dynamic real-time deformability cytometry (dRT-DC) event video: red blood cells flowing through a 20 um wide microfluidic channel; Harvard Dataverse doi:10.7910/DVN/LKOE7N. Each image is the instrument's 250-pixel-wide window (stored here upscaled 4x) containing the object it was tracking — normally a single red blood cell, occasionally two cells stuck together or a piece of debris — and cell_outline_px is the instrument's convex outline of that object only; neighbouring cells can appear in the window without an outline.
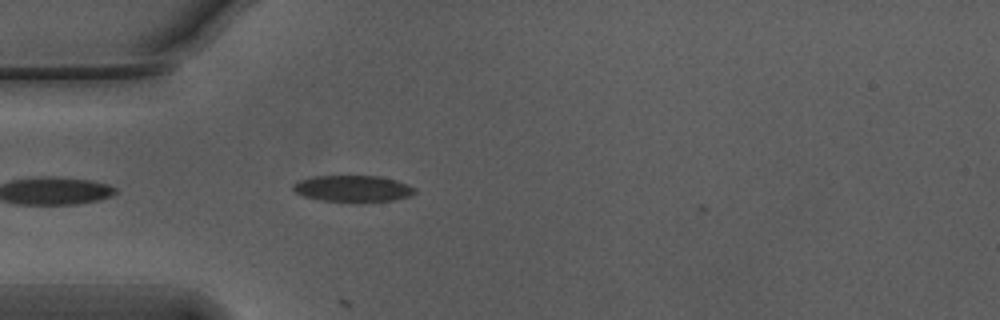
{"species": "Egyptian fruit bat (a non-hibernating species)", "species_latin": "Rousettus aegyptiacus", "temperature_condition": "warm", "stored_images_in_passage": 8, "camera_frame_rate_fps": 3000, "um_per_image_px": 0.085, "animal": {"sex": "male"}, "frame": {"image": 1, "passage_image": 3, "time_ms": 0.667, "image_size_px": [1000, 320], "cell_outline_px": [[416, 192], [408, 196], [392, 200], [360, 204], [356, 204], [320, 200], [304, 196], [296, 192], [292, 188], [292, 184], [300, 180], [312, 176], [380, 176], [396, 180], [408, 184], [416, 188]], "centroid_in_image_um": [30.0, 16.06], "position_along_channel_um": 55.0, "area_um2": 19.31}}
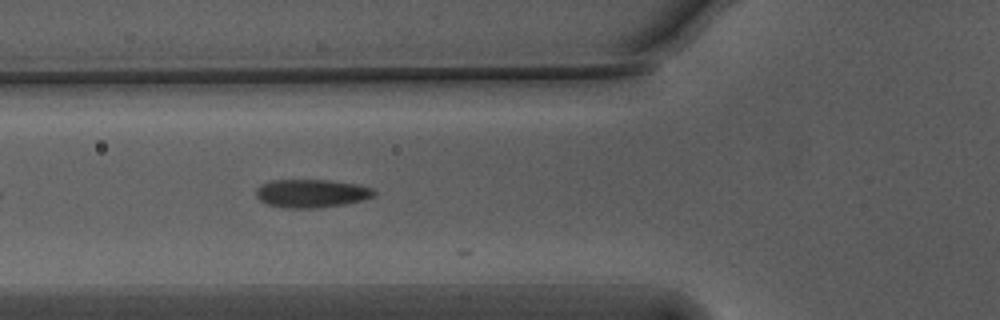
{"frame": {"image": 2, "passage_image": 7, "time_ms": 2.0, "image_size_px": [1000, 320], "cell_outline_px": [[376, 196], [364, 200], [344, 204], [320, 208], [284, 208], [268, 204], [260, 200], [256, 196], [256, 188], [260, 184], [272, 180], [332, 180], [356, 184], [372, 188], [376, 192]], "centroid_in_image_um": [26.49, 16.44], "position_along_channel_um": 99.3, "area_um2": 19.65}}